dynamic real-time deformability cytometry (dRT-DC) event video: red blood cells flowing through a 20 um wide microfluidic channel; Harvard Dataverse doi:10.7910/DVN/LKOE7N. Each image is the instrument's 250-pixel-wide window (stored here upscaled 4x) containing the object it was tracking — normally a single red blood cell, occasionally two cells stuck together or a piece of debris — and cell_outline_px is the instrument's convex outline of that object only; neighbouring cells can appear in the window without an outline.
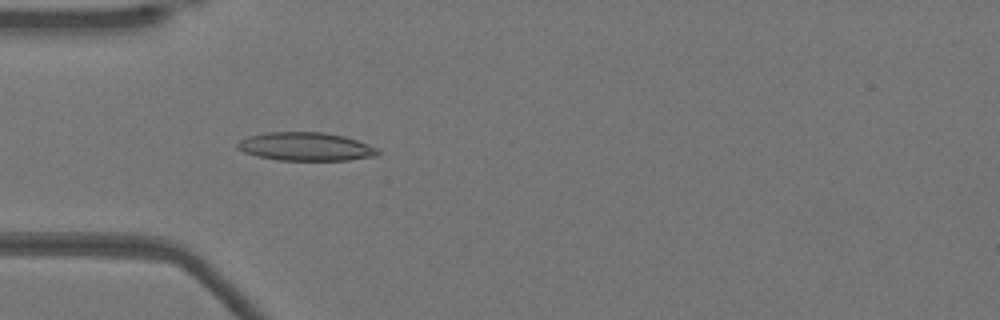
{"species": "Egyptian fruit bat (a non-hibernating species)", "species_latin": "Rousettus aegyptiacus", "temperature_condition": "warm", "stored_images_in_passage": 50, "camera_frame_rate_fps": 3000, "um_per_image_px": 0.085, "animal": {"sex": "female"}, "frame": {"image": 1, "passage_image": 14, "time_ms": 4.333, "image_size_px": [1000, 320], "cell_outline_px": [[380, 152], [376, 156], [348, 160], [276, 160], [256, 156], [244, 152], [236, 148], [236, 144], [240, 140], [248, 136], [268, 132], [324, 132], [344, 136], [368, 144], [376, 148]], "centroid_in_image_um": [25.96, 12.46], "position_along_channel_um": 59.0, "area_um2": 23.24}}
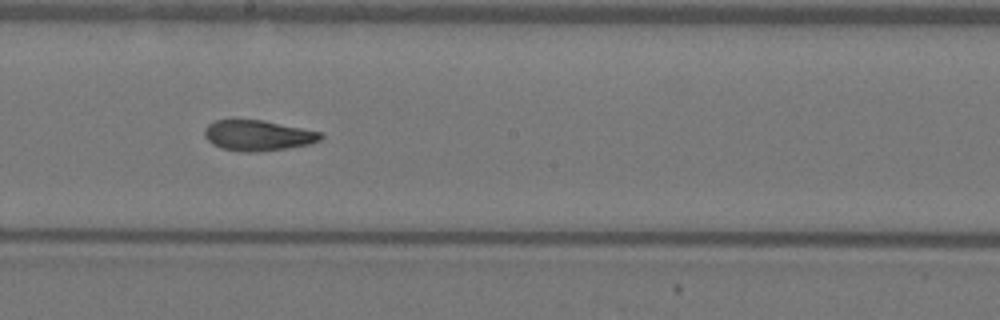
{"frame": {"image": 2, "passage_image": 27, "time_ms": 8.667, "image_size_px": [1000, 320], "cell_outline_px": [[324, 136], [320, 140], [308, 144], [288, 148], [256, 152], [244, 152], [220, 148], [212, 144], [204, 136], [204, 128], [208, 124], [216, 120], [260, 120], [320, 132]], "centroid_in_image_um": [21.87, 11.52], "position_along_channel_um": 226.3, "area_um2": 20.46}}
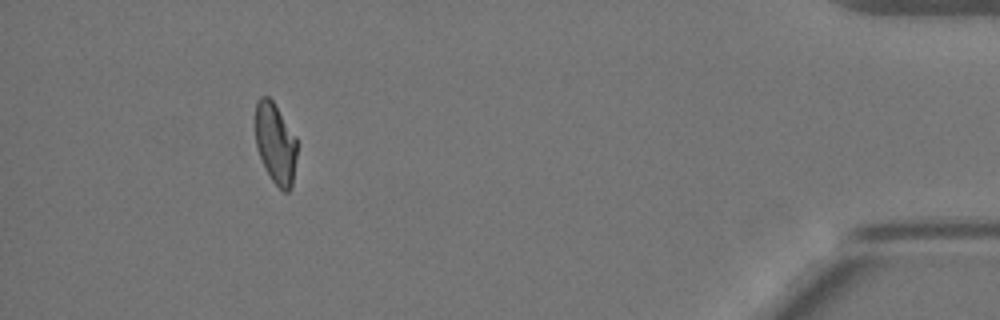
{"frame": {"image": 3, "passage_image": 46, "time_ms": 15.0, "image_size_px": [1000, 320], "cell_outline_px": [[296, 156], [292, 188], [288, 192], [284, 192], [272, 180], [256, 148], [256, 100], [260, 96], [268, 96], [272, 100], [296, 136]], "centroid_in_image_um": [23.42, 12.18], "position_along_channel_um": 411.8, "area_um2": 19.42}, "authors_computed_cell_mechanics": {"area_um2": 21.2415, "velocity_mm_per_s": 3.917, "shape_relaxation_time_tau1_ms": null, "shape_relaxation_time_tau2_ms": 2.4838, "deformation_change_tau1": null, "deformation_change_tau2": 0.082}}